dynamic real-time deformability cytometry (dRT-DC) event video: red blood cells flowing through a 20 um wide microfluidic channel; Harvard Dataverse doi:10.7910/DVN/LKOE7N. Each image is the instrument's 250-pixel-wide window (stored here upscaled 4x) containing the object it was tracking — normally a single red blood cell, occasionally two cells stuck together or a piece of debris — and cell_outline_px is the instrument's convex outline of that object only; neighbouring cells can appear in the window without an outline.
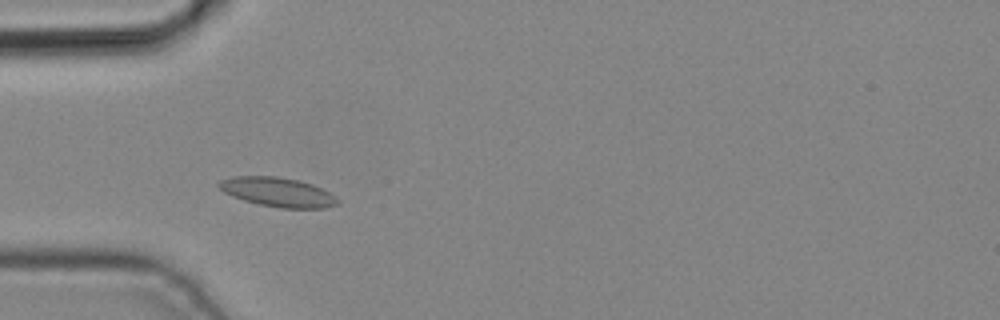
{"species": "common noctule bat (a hibernating species)", "species_latin": "Nyctalus noctula", "temperature_condition": "cold", "stored_images_in_passage": 5, "camera_frame_rate_fps": 3000, "um_per_image_px": 0.085, "animal": {"sex": "male", "body_mass_g": 19.2, "forearm_length_mm": 51.8}, "frame": {"image": 1, "passage_image": 3, "time_ms": 0.667, "image_size_px": [1000, 320], "cell_outline_px": [[340, 204], [324, 208], [280, 208], [260, 204], [244, 200], [232, 196], [224, 192], [216, 184], [220, 180], [232, 176], [276, 176], [300, 180], [312, 184], [336, 196], [340, 200]], "centroid_in_image_um": [23.62, 16.32], "position_along_channel_um": 61.4, "area_um2": 20.35}}
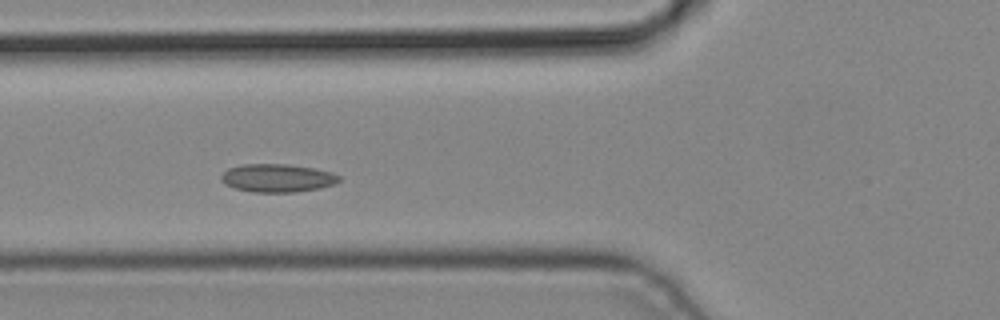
{"frame": {"image": 2, "passage_image": 4, "time_ms": 1.0, "image_size_px": [1000, 320], "cell_outline_px": [[340, 180], [336, 184], [320, 188], [292, 192], [252, 192], [236, 188], [224, 184], [220, 180], [220, 176], [228, 168], [240, 164], [288, 164], [312, 168], [332, 172], [340, 176]], "centroid_in_image_um": [23.56, 15.13], "position_along_channel_um": 102.2, "area_um2": 19.42}}
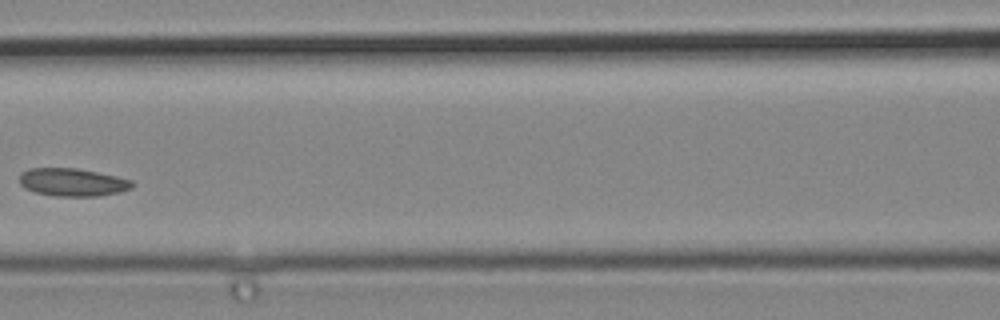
{"frame": {"image": 3, "passage_image": 5, "time_ms": 1.333, "image_size_px": [1000, 320], "cell_outline_px": [[136, 184], [132, 188], [120, 192], [96, 196], [56, 196], [36, 192], [24, 188], [20, 184], [20, 172], [28, 168], [76, 168], [116, 176], [132, 180]], "centroid_in_image_um": [6.17, 15.48], "position_along_channel_um": 160.4, "area_um2": 18.38}}